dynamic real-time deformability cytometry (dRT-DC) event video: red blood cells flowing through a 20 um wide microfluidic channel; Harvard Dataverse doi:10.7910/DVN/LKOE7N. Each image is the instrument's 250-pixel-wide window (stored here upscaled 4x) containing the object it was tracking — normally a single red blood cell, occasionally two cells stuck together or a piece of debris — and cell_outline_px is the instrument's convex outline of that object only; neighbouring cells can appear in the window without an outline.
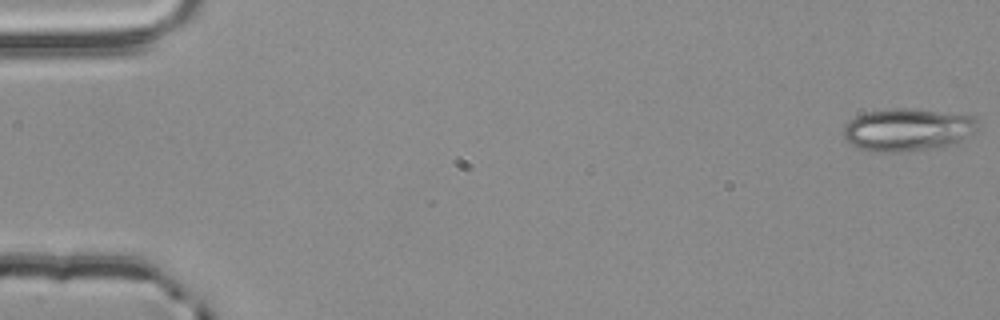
{"species": "common noctule bat (a hibernating species)", "species_latin": "Nyctalus noctula", "temperature_condition": "room temperature", "stored_images_in_passage": 4, "camera_frame_rate_fps": 3000, "um_per_image_px": 0.085, "animal": {"sex": "male", "body_mass_g": 20.4}, "frame": {"image": 1, "passage_image": 1, "time_ms": 0.0, "image_size_px": [1000, 320], "cell_outline_px": [[976, 132], [960, 140], [940, 148], [900, 152], [872, 152], [856, 148], [844, 136], [844, 124], [848, 120], [856, 116], [868, 112], [892, 108], [904, 108], [972, 116], [976, 120]], "centroid_in_image_um": [77.09, 11.05], "position_along_channel_um": 7.9, "area_um2": 33.18}}